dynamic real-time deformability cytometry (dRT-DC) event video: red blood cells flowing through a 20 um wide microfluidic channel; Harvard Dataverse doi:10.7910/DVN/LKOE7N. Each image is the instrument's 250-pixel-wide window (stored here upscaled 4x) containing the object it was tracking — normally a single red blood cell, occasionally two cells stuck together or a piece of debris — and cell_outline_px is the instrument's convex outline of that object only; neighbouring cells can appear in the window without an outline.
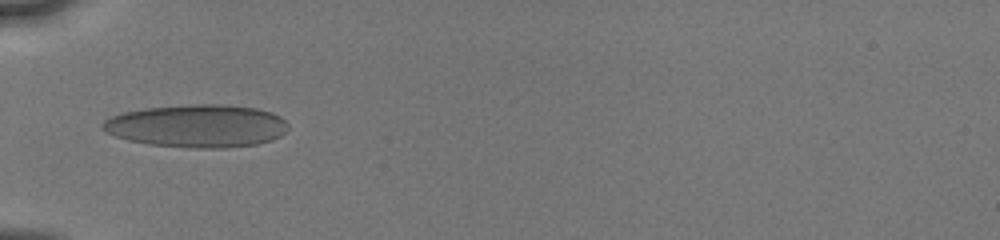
{"species": "human", "species_latin": "Homo sapiens", "temperature_condition": "cold", "stored_images_in_passage": 6, "camera_frame_rate_fps": 3000, "um_per_image_px": 0.085, "donor": {"sex": "male"}, "frame": {"image": 1, "passage_image": 1, "time_ms": 0.0, "image_size_px": [1000, 240], "cell_outline_px": [[288, 128], [280, 136], [272, 140], [256, 144], [228, 148], [188, 148], [148, 144], [128, 140], [104, 132], [100, 128], [100, 124], [104, 120], [112, 116], [124, 112], [144, 108], [192, 104], [224, 104], [256, 108], [272, 112], [280, 116], [288, 124]], "centroid_in_image_um": [16.74, 10.71], "position_along_channel_um": 68.3, "area_um2": 46.7}}
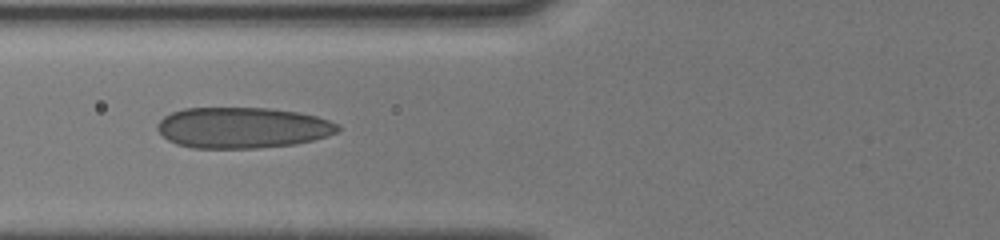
{"frame": {"image": 2, "passage_image": 5, "time_ms": 1.0, "image_size_px": [1000, 240], "cell_outline_px": [[340, 132], [328, 136], [296, 144], [260, 148], [192, 148], [176, 144], [168, 140], [156, 128], [156, 124], [164, 116], [172, 112], [184, 108], [268, 108], [296, 112], [316, 116], [340, 124]], "centroid_in_image_um": [20.62, 10.86], "position_along_channel_um": 105.2, "area_um2": 43.23}}